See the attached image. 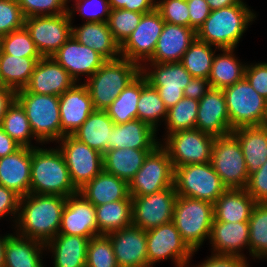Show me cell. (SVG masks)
I'll list each match as a JSON object with an SVG mask.
<instances>
[{
  "label": "cell",
  "instance_id": "50",
  "mask_svg": "<svg viewBox=\"0 0 267 267\" xmlns=\"http://www.w3.org/2000/svg\"><path fill=\"white\" fill-rule=\"evenodd\" d=\"M156 10L165 22L190 27L186 0H159L156 1Z\"/></svg>",
  "mask_w": 267,
  "mask_h": 267
},
{
  "label": "cell",
  "instance_id": "56",
  "mask_svg": "<svg viewBox=\"0 0 267 267\" xmlns=\"http://www.w3.org/2000/svg\"><path fill=\"white\" fill-rule=\"evenodd\" d=\"M188 4L190 28L197 30L210 15V8L206 0H186Z\"/></svg>",
  "mask_w": 267,
  "mask_h": 267
},
{
  "label": "cell",
  "instance_id": "16",
  "mask_svg": "<svg viewBox=\"0 0 267 267\" xmlns=\"http://www.w3.org/2000/svg\"><path fill=\"white\" fill-rule=\"evenodd\" d=\"M24 26L42 57H52L72 34V21L68 12L27 17Z\"/></svg>",
  "mask_w": 267,
  "mask_h": 267
},
{
  "label": "cell",
  "instance_id": "60",
  "mask_svg": "<svg viewBox=\"0 0 267 267\" xmlns=\"http://www.w3.org/2000/svg\"><path fill=\"white\" fill-rule=\"evenodd\" d=\"M21 147L0 126V158L13 154Z\"/></svg>",
  "mask_w": 267,
  "mask_h": 267
},
{
  "label": "cell",
  "instance_id": "3",
  "mask_svg": "<svg viewBox=\"0 0 267 267\" xmlns=\"http://www.w3.org/2000/svg\"><path fill=\"white\" fill-rule=\"evenodd\" d=\"M78 192L58 148H32L30 193L67 198Z\"/></svg>",
  "mask_w": 267,
  "mask_h": 267
},
{
  "label": "cell",
  "instance_id": "30",
  "mask_svg": "<svg viewBox=\"0 0 267 267\" xmlns=\"http://www.w3.org/2000/svg\"><path fill=\"white\" fill-rule=\"evenodd\" d=\"M89 240L77 235L58 234L45 246L53 254L54 267H86Z\"/></svg>",
  "mask_w": 267,
  "mask_h": 267
},
{
  "label": "cell",
  "instance_id": "1",
  "mask_svg": "<svg viewBox=\"0 0 267 267\" xmlns=\"http://www.w3.org/2000/svg\"><path fill=\"white\" fill-rule=\"evenodd\" d=\"M66 197L29 193L19 200L16 234L44 244L59 234Z\"/></svg>",
  "mask_w": 267,
  "mask_h": 267
},
{
  "label": "cell",
  "instance_id": "8",
  "mask_svg": "<svg viewBox=\"0 0 267 267\" xmlns=\"http://www.w3.org/2000/svg\"><path fill=\"white\" fill-rule=\"evenodd\" d=\"M222 91L232 130L262 125L267 99L259 95L245 77Z\"/></svg>",
  "mask_w": 267,
  "mask_h": 267
},
{
  "label": "cell",
  "instance_id": "46",
  "mask_svg": "<svg viewBox=\"0 0 267 267\" xmlns=\"http://www.w3.org/2000/svg\"><path fill=\"white\" fill-rule=\"evenodd\" d=\"M86 267H119L107 235H98L89 240Z\"/></svg>",
  "mask_w": 267,
  "mask_h": 267
},
{
  "label": "cell",
  "instance_id": "20",
  "mask_svg": "<svg viewBox=\"0 0 267 267\" xmlns=\"http://www.w3.org/2000/svg\"><path fill=\"white\" fill-rule=\"evenodd\" d=\"M195 128L214 137H223L232 133L222 89L211 87L199 100Z\"/></svg>",
  "mask_w": 267,
  "mask_h": 267
},
{
  "label": "cell",
  "instance_id": "57",
  "mask_svg": "<svg viewBox=\"0 0 267 267\" xmlns=\"http://www.w3.org/2000/svg\"><path fill=\"white\" fill-rule=\"evenodd\" d=\"M108 2L111 9H125L143 14L156 9V0H108Z\"/></svg>",
  "mask_w": 267,
  "mask_h": 267
},
{
  "label": "cell",
  "instance_id": "51",
  "mask_svg": "<svg viewBox=\"0 0 267 267\" xmlns=\"http://www.w3.org/2000/svg\"><path fill=\"white\" fill-rule=\"evenodd\" d=\"M24 24L25 17L17 0H0V34L7 35Z\"/></svg>",
  "mask_w": 267,
  "mask_h": 267
},
{
  "label": "cell",
  "instance_id": "52",
  "mask_svg": "<svg viewBox=\"0 0 267 267\" xmlns=\"http://www.w3.org/2000/svg\"><path fill=\"white\" fill-rule=\"evenodd\" d=\"M245 190L256 203H267V160L258 170L249 174Z\"/></svg>",
  "mask_w": 267,
  "mask_h": 267
},
{
  "label": "cell",
  "instance_id": "53",
  "mask_svg": "<svg viewBox=\"0 0 267 267\" xmlns=\"http://www.w3.org/2000/svg\"><path fill=\"white\" fill-rule=\"evenodd\" d=\"M245 78L257 93L267 99V63L246 65Z\"/></svg>",
  "mask_w": 267,
  "mask_h": 267
},
{
  "label": "cell",
  "instance_id": "26",
  "mask_svg": "<svg viewBox=\"0 0 267 267\" xmlns=\"http://www.w3.org/2000/svg\"><path fill=\"white\" fill-rule=\"evenodd\" d=\"M196 38L197 34L194 29L165 22L154 54L148 62H181L184 53Z\"/></svg>",
  "mask_w": 267,
  "mask_h": 267
},
{
  "label": "cell",
  "instance_id": "45",
  "mask_svg": "<svg viewBox=\"0 0 267 267\" xmlns=\"http://www.w3.org/2000/svg\"><path fill=\"white\" fill-rule=\"evenodd\" d=\"M143 13L111 9L107 24L115 41L121 46L137 28Z\"/></svg>",
  "mask_w": 267,
  "mask_h": 267
},
{
  "label": "cell",
  "instance_id": "62",
  "mask_svg": "<svg viewBox=\"0 0 267 267\" xmlns=\"http://www.w3.org/2000/svg\"><path fill=\"white\" fill-rule=\"evenodd\" d=\"M9 234L10 233H8V235L6 234L5 236H0V267H4L5 243Z\"/></svg>",
  "mask_w": 267,
  "mask_h": 267
},
{
  "label": "cell",
  "instance_id": "4",
  "mask_svg": "<svg viewBox=\"0 0 267 267\" xmlns=\"http://www.w3.org/2000/svg\"><path fill=\"white\" fill-rule=\"evenodd\" d=\"M140 73L141 67L130 60L119 58L106 61L84 82L94 109L105 111Z\"/></svg>",
  "mask_w": 267,
  "mask_h": 267
},
{
  "label": "cell",
  "instance_id": "6",
  "mask_svg": "<svg viewBox=\"0 0 267 267\" xmlns=\"http://www.w3.org/2000/svg\"><path fill=\"white\" fill-rule=\"evenodd\" d=\"M16 100L25 110L34 136L41 143L62 138L59 96L17 91Z\"/></svg>",
  "mask_w": 267,
  "mask_h": 267
},
{
  "label": "cell",
  "instance_id": "18",
  "mask_svg": "<svg viewBox=\"0 0 267 267\" xmlns=\"http://www.w3.org/2000/svg\"><path fill=\"white\" fill-rule=\"evenodd\" d=\"M52 57L78 83L82 75L87 80L106 62L94 49L80 44L72 35Z\"/></svg>",
  "mask_w": 267,
  "mask_h": 267
},
{
  "label": "cell",
  "instance_id": "24",
  "mask_svg": "<svg viewBox=\"0 0 267 267\" xmlns=\"http://www.w3.org/2000/svg\"><path fill=\"white\" fill-rule=\"evenodd\" d=\"M32 148L21 147L13 154L0 158V185L20 198L30 193Z\"/></svg>",
  "mask_w": 267,
  "mask_h": 267
},
{
  "label": "cell",
  "instance_id": "25",
  "mask_svg": "<svg viewBox=\"0 0 267 267\" xmlns=\"http://www.w3.org/2000/svg\"><path fill=\"white\" fill-rule=\"evenodd\" d=\"M209 241L212 255L246 258L242 251L249 250V223L213 221Z\"/></svg>",
  "mask_w": 267,
  "mask_h": 267
},
{
  "label": "cell",
  "instance_id": "35",
  "mask_svg": "<svg viewBox=\"0 0 267 267\" xmlns=\"http://www.w3.org/2000/svg\"><path fill=\"white\" fill-rule=\"evenodd\" d=\"M151 151L132 148L109 149L103 154L104 171L129 183Z\"/></svg>",
  "mask_w": 267,
  "mask_h": 267
},
{
  "label": "cell",
  "instance_id": "22",
  "mask_svg": "<svg viewBox=\"0 0 267 267\" xmlns=\"http://www.w3.org/2000/svg\"><path fill=\"white\" fill-rule=\"evenodd\" d=\"M75 83L53 57H42L35 65L28 84L17 91L60 96Z\"/></svg>",
  "mask_w": 267,
  "mask_h": 267
},
{
  "label": "cell",
  "instance_id": "55",
  "mask_svg": "<svg viewBox=\"0 0 267 267\" xmlns=\"http://www.w3.org/2000/svg\"><path fill=\"white\" fill-rule=\"evenodd\" d=\"M195 267H250L247 258L240 256L212 255ZM186 267H194L187 263Z\"/></svg>",
  "mask_w": 267,
  "mask_h": 267
},
{
  "label": "cell",
  "instance_id": "19",
  "mask_svg": "<svg viewBox=\"0 0 267 267\" xmlns=\"http://www.w3.org/2000/svg\"><path fill=\"white\" fill-rule=\"evenodd\" d=\"M119 267H151L147 259L146 231L131 225L107 234Z\"/></svg>",
  "mask_w": 267,
  "mask_h": 267
},
{
  "label": "cell",
  "instance_id": "41",
  "mask_svg": "<svg viewBox=\"0 0 267 267\" xmlns=\"http://www.w3.org/2000/svg\"><path fill=\"white\" fill-rule=\"evenodd\" d=\"M1 128L22 147H38L36 145L33 146L31 142L33 138L36 143L41 144L34 136L25 110L17 100L9 107L6 115L3 117Z\"/></svg>",
  "mask_w": 267,
  "mask_h": 267
},
{
  "label": "cell",
  "instance_id": "33",
  "mask_svg": "<svg viewBox=\"0 0 267 267\" xmlns=\"http://www.w3.org/2000/svg\"><path fill=\"white\" fill-rule=\"evenodd\" d=\"M231 134L240 143L249 174L258 170L267 160V128L239 127Z\"/></svg>",
  "mask_w": 267,
  "mask_h": 267
},
{
  "label": "cell",
  "instance_id": "44",
  "mask_svg": "<svg viewBox=\"0 0 267 267\" xmlns=\"http://www.w3.org/2000/svg\"><path fill=\"white\" fill-rule=\"evenodd\" d=\"M199 101L183 97L176 105L167 110L164 122L167 132L164 138L171 133L182 130L195 129Z\"/></svg>",
  "mask_w": 267,
  "mask_h": 267
},
{
  "label": "cell",
  "instance_id": "29",
  "mask_svg": "<svg viewBox=\"0 0 267 267\" xmlns=\"http://www.w3.org/2000/svg\"><path fill=\"white\" fill-rule=\"evenodd\" d=\"M79 193L94 206L118 200H132L128 183L104 170L79 189Z\"/></svg>",
  "mask_w": 267,
  "mask_h": 267
},
{
  "label": "cell",
  "instance_id": "13",
  "mask_svg": "<svg viewBox=\"0 0 267 267\" xmlns=\"http://www.w3.org/2000/svg\"><path fill=\"white\" fill-rule=\"evenodd\" d=\"M148 264L154 267L162 260L172 259L175 267H186L194 252L182 240L173 221L146 231Z\"/></svg>",
  "mask_w": 267,
  "mask_h": 267
},
{
  "label": "cell",
  "instance_id": "9",
  "mask_svg": "<svg viewBox=\"0 0 267 267\" xmlns=\"http://www.w3.org/2000/svg\"><path fill=\"white\" fill-rule=\"evenodd\" d=\"M174 186V168L167 150L157 145L128 183L130 196H146Z\"/></svg>",
  "mask_w": 267,
  "mask_h": 267
},
{
  "label": "cell",
  "instance_id": "65",
  "mask_svg": "<svg viewBox=\"0 0 267 267\" xmlns=\"http://www.w3.org/2000/svg\"><path fill=\"white\" fill-rule=\"evenodd\" d=\"M2 86H4V84H3V81H2L1 75H0V87H2Z\"/></svg>",
  "mask_w": 267,
  "mask_h": 267
},
{
  "label": "cell",
  "instance_id": "2",
  "mask_svg": "<svg viewBox=\"0 0 267 267\" xmlns=\"http://www.w3.org/2000/svg\"><path fill=\"white\" fill-rule=\"evenodd\" d=\"M256 16L245 2L212 10L197 30V39L219 49L236 48Z\"/></svg>",
  "mask_w": 267,
  "mask_h": 267
},
{
  "label": "cell",
  "instance_id": "37",
  "mask_svg": "<svg viewBox=\"0 0 267 267\" xmlns=\"http://www.w3.org/2000/svg\"><path fill=\"white\" fill-rule=\"evenodd\" d=\"M42 57H18L0 53V75L4 86L17 90L25 88L35 65Z\"/></svg>",
  "mask_w": 267,
  "mask_h": 267
},
{
  "label": "cell",
  "instance_id": "47",
  "mask_svg": "<svg viewBox=\"0 0 267 267\" xmlns=\"http://www.w3.org/2000/svg\"><path fill=\"white\" fill-rule=\"evenodd\" d=\"M2 51L18 57H42L25 26L3 36Z\"/></svg>",
  "mask_w": 267,
  "mask_h": 267
},
{
  "label": "cell",
  "instance_id": "28",
  "mask_svg": "<svg viewBox=\"0 0 267 267\" xmlns=\"http://www.w3.org/2000/svg\"><path fill=\"white\" fill-rule=\"evenodd\" d=\"M80 44L99 53L106 61L121 58L120 45L115 41L107 22H84L73 27L71 34Z\"/></svg>",
  "mask_w": 267,
  "mask_h": 267
},
{
  "label": "cell",
  "instance_id": "42",
  "mask_svg": "<svg viewBox=\"0 0 267 267\" xmlns=\"http://www.w3.org/2000/svg\"><path fill=\"white\" fill-rule=\"evenodd\" d=\"M217 49L219 51L218 47L196 38L184 53L181 63L193 77L208 79Z\"/></svg>",
  "mask_w": 267,
  "mask_h": 267
},
{
  "label": "cell",
  "instance_id": "34",
  "mask_svg": "<svg viewBox=\"0 0 267 267\" xmlns=\"http://www.w3.org/2000/svg\"><path fill=\"white\" fill-rule=\"evenodd\" d=\"M114 124L106 111L94 110L72 136L104 154L108 150Z\"/></svg>",
  "mask_w": 267,
  "mask_h": 267
},
{
  "label": "cell",
  "instance_id": "7",
  "mask_svg": "<svg viewBox=\"0 0 267 267\" xmlns=\"http://www.w3.org/2000/svg\"><path fill=\"white\" fill-rule=\"evenodd\" d=\"M174 187L178 196L212 204L227 190L210 162L176 167Z\"/></svg>",
  "mask_w": 267,
  "mask_h": 267
},
{
  "label": "cell",
  "instance_id": "38",
  "mask_svg": "<svg viewBox=\"0 0 267 267\" xmlns=\"http://www.w3.org/2000/svg\"><path fill=\"white\" fill-rule=\"evenodd\" d=\"M98 235H107L132 225V200L95 206Z\"/></svg>",
  "mask_w": 267,
  "mask_h": 267
},
{
  "label": "cell",
  "instance_id": "40",
  "mask_svg": "<svg viewBox=\"0 0 267 267\" xmlns=\"http://www.w3.org/2000/svg\"><path fill=\"white\" fill-rule=\"evenodd\" d=\"M141 93V73L124 88L105 110L115 124L137 119V104Z\"/></svg>",
  "mask_w": 267,
  "mask_h": 267
},
{
  "label": "cell",
  "instance_id": "63",
  "mask_svg": "<svg viewBox=\"0 0 267 267\" xmlns=\"http://www.w3.org/2000/svg\"><path fill=\"white\" fill-rule=\"evenodd\" d=\"M261 126L267 128V105H266V110H265V116H264L263 123Z\"/></svg>",
  "mask_w": 267,
  "mask_h": 267
},
{
  "label": "cell",
  "instance_id": "17",
  "mask_svg": "<svg viewBox=\"0 0 267 267\" xmlns=\"http://www.w3.org/2000/svg\"><path fill=\"white\" fill-rule=\"evenodd\" d=\"M165 21L155 9L143 14L137 28L120 46L121 58L143 66L153 56Z\"/></svg>",
  "mask_w": 267,
  "mask_h": 267
},
{
  "label": "cell",
  "instance_id": "14",
  "mask_svg": "<svg viewBox=\"0 0 267 267\" xmlns=\"http://www.w3.org/2000/svg\"><path fill=\"white\" fill-rule=\"evenodd\" d=\"M141 73L147 82L158 90L167 109L176 105L184 97L183 91L193 77L181 62L144 63Z\"/></svg>",
  "mask_w": 267,
  "mask_h": 267
},
{
  "label": "cell",
  "instance_id": "54",
  "mask_svg": "<svg viewBox=\"0 0 267 267\" xmlns=\"http://www.w3.org/2000/svg\"><path fill=\"white\" fill-rule=\"evenodd\" d=\"M19 200L20 197L12 190L0 185V220L10 215L13 216L11 219L14 218L12 221L16 222Z\"/></svg>",
  "mask_w": 267,
  "mask_h": 267
},
{
  "label": "cell",
  "instance_id": "32",
  "mask_svg": "<svg viewBox=\"0 0 267 267\" xmlns=\"http://www.w3.org/2000/svg\"><path fill=\"white\" fill-rule=\"evenodd\" d=\"M256 202L245 189H227L213 204L214 221L248 222Z\"/></svg>",
  "mask_w": 267,
  "mask_h": 267
},
{
  "label": "cell",
  "instance_id": "64",
  "mask_svg": "<svg viewBox=\"0 0 267 267\" xmlns=\"http://www.w3.org/2000/svg\"><path fill=\"white\" fill-rule=\"evenodd\" d=\"M2 38H3V36L0 34V53L2 51Z\"/></svg>",
  "mask_w": 267,
  "mask_h": 267
},
{
  "label": "cell",
  "instance_id": "15",
  "mask_svg": "<svg viewBox=\"0 0 267 267\" xmlns=\"http://www.w3.org/2000/svg\"><path fill=\"white\" fill-rule=\"evenodd\" d=\"M177 196L174 186L146 196H131L132 225L147 231L172 221Z\"/></svg>",
  "mask_w": 267,
  "mask_h": 267
},
{
  "label": "cell",
  "instance_id": "43",
  "mask_svg": "<svg viewBox=\"0 0 267 267\" xmlns=\"http://www.w3.org/2000/svg\"><path fill=\"white\" fill-rule=\"evenodd\" d=\"M249 223V254L253 259H267V203H256Z\"/></svg>",
  "mask_w": 267,
  "mask_h": 267
},
{
  "label": "cell",
  "instance_id": "61",
  "mask_svg": "<svg viewBox=\"0 0 267 267\" xmlns=\"http://www.w3.org/2000/svg\"><path fill=\"white\" fill-rule=\"evenodd\" d=\"M206 1L211 11L239 4L240 2H244L243 0H206Z\"/></svg>",
  "mask_w": 267,
  "mask_h": 267
},
{
  "label": "cell",
  "instance_id": "58",
  "mask_svg": "<svg viewBox=\"0 0 267 267\" xmlns=\"http://www.w3.org/2000/svg\"><path fill=\"white\" fill-rule=\"evenodd\" d=\"M210 88L208 79L192 77L183 91L184 97L199 101Z\"/></svg>",
  "mask_w": 267,
  "mask_h": 267
},
{
  "label": "cell",
  "instance_id": "21",
  "mask_svg": "<svg viewBox=\"0 0 267 267\" xmlns=\"http://www.w3.org/2000/svg\"><path fill=\"white\" fill-rule=\"evenodd\" d=\"M59 234L91 239L98 236L95 206L79 192L67 197Z\"/></svg>",
  "mask_w": 267,
  "mask_h": 267
},
{
  "label": "cell",
  "instance_id": "48",
  "mask_svg": "<svg viewBox=\"0 0 267 267\" xmlns=\"http://www.w3.org/2000/svg\"><path fill=\"white\" fill-rule=\"evenodd\" d=\"M73 5L67 11L71 21L77 12L85 22H107L111 12L108 0H75Z\"/></svg>",
  "mask_w": 267,
  "mask_h": 267
},
{
  "label": "cell",
  "instance_id": "12",
  "mask_svg": "<svg viewBox=\"0 0 267 267\" xmlns=\"http://www.w3.org/2000/svg\"><path fill=\"white\" fill-rule=\"evenodd\" d=\"M60 142V143H59ZM74 186L79 190L104 170L103 154L65 135L58 142Z\"/></svg>",
  "mask_w": 267,
  "mask_h": 267
},
{
  "label": "cell",
  "instance_id": "27",
  "mask_svg": "<svg viewBox=\"0 0 267 267\" xmlns=\"http://www.w3.org/2000/svg\"><path fill=\"white\" fill-rule=\"evenodd\" d=\"M156 132L150 125L139 119L124 124H114L111 140L108 141V150L126 148L153 150L160 144Z\"/></svg>",
  "mask_w": 267,
  "mask_h": 267
},
{
  "label": "cell",
  "instance_id": "36",
  "mask_svg": "<svg viewBox=\"0 0 267 267\" xmlns=\"http://www.w3.org/2000/svg\"><path fill=\"white\" fill-rule=\"evenodd\" d=\"M222 53L214 55L208 81L213 88L224 89L245 77L246 63L240 62L233 54L235 48L219 49Z\"/></svg>",
  "mask_w": 267,
  "mask_h": 267
},
{
  "label": "cell",
  "instance_id": "10",
  "mask_svg": "<svg viewBox=\"0 0 267 267\" xmlns=\"http://www.w3.org/2000/svg\"><path fill=\"white\" fill-rule=\"evenodd\" d=\"M210 163L227 189H245L249 172L240 143L232 134L215 138Z\"/></svg>",
  "mask_w": 267,
  "mask_h": 267
},
{
  "label": "cell",
  "instance_id": "23",
  "mask_svg": "<svg viewBox=\"0 0 267 267\" xmlns=\"http://www.w3.org/2000/svg\"><path fill=\"white\" fill-rule=\"evenodd\" d=\"M77 83L59 96L62 138L72 135L95 110L87 86Z\"/></svg>",
  "mask_w": 267,
  "mask_h": 267
},
{
  "label": "cell",
  "instance_id": "11",
  "mask_svg": "<svg viewBox=\"0 0 267 267\" xmlns=\"http://www.w3.org/2000/svg\"><path fill=\"white\" fill-rule=\"evenodd\" d=\"M215 138L195 128L168 134L160 144L167 150L175 169L183 165L210 162Z\"/></svg>",
  "mask_w": 267,
  "mask_h": 267
},
{
  "label": "cell",
  "instance_id": "59",
  "mask_svg": "<svg viewBox=\"0 0 267 267\" xmlns=\"http://www.w3.org/2000/svg\"><path fill=\"white\" fill-rule=\"evenodd\" d=\"M16 93L17 91L15 89L8 86L0 87V126L9 107L16 100Z\"/></svg>",
  "mask_w": 267,
  "mask_h": 267
},
{
  "label": "cell",
  "instance_id": "5",
  "mask_svg": "<svg viewBox=\"0 0 267 267\" xmlns=\"http://www.w3.org/2000/svg\"><path fill=\"white\" fill-rule=\"evenodd\" d=\"M172 221L182 240L195 253L210 237L214 205L204 200L177 196Z\"/></svg>",
  "mask_w": 267,
  "mask_h": 267
},
{
  "label": "cell",
  "instance_id": "31",
  "mask_svg": "<svg viewBox=\"0 0 267 267\" xmlns=\"http://www.w3.org/2000/svg\"><path fill=\"white\" fill-rule=\"evenodd\" d=\"M44 243L22 237L18 234H9L5 243L4 267H44Z\"/></svg>",
  "mask_w": 267,
  "mask_h": 267
},
{
  "label": "cell",
  "instance_id": "49",
  "mask_svg": "<svg viewBox=\"0 0 267 267\" xmlns=\"http://www.w3.org/2000/svg\"><path fill=\"white\" fill-rule=\"evenodd\" d=\"M25 18L54 16L68 11V0H17Z\"/></svg>",
  "mask_w": 267,
  "mask_h": 267
},
{
  "label": "cell",
  "instance_id": "39",
  "mask_svg": "<svg viewBox=\"0 0 267 267\" xmlns=\"http://www.w3.org/2000/svg\"><path fill=\"white\" fill-rule=\"evenodd\" d=\"M167 108L158 94L141 73V93L137 104V119L150 125L155 131L167 118Z\"/></svg>",
  "mask_w": 267,
  "mask_h": 267
}]
</instances>
